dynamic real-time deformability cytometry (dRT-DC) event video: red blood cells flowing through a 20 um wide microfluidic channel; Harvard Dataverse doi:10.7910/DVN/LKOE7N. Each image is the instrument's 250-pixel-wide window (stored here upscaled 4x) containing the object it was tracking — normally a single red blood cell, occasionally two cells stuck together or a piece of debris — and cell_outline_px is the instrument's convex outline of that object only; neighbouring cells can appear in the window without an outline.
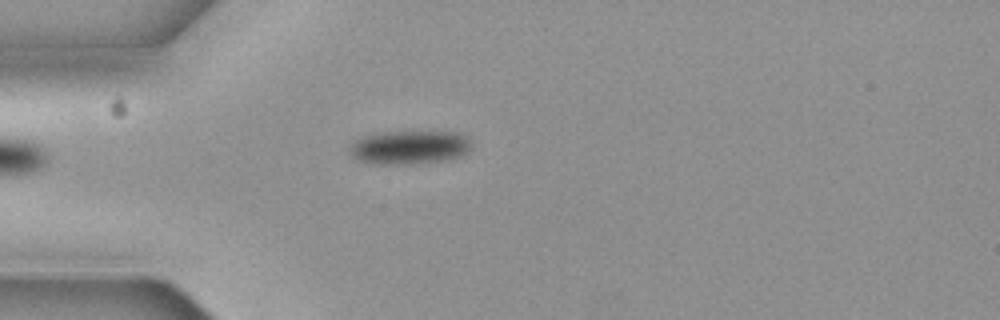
{"species": "common noctule bat (a hibernating species)", "species_latin": "Nyctalus noctula", "temperature_condition": "cold", "stored_images_in_passage": 1, "camera_frame_rate_fps": 3000, "um_per_image_px": 0.085, "animal": {"sex": "female", "body_mass_g": 19.3, "forearm_length_mm": 54.1}, "frame": {"image": 1, "passage_image": 1, "time_ms": 0.0, "image_size_px": [1000, 320], "cell_outline_px": [[472, 148], [468, 152], [460, 156], [448, 160], [416, 164], [372, 164], [356, 160], [352, 156], [352, 144], [356, 140], [364, 136], [376, 132], [460, 132], [468, 136], [472, 140]], "centroid_in_image_um": [34.88, 12.53], "position_along_channel_um": 50.1, "area_um2": 24.28}}